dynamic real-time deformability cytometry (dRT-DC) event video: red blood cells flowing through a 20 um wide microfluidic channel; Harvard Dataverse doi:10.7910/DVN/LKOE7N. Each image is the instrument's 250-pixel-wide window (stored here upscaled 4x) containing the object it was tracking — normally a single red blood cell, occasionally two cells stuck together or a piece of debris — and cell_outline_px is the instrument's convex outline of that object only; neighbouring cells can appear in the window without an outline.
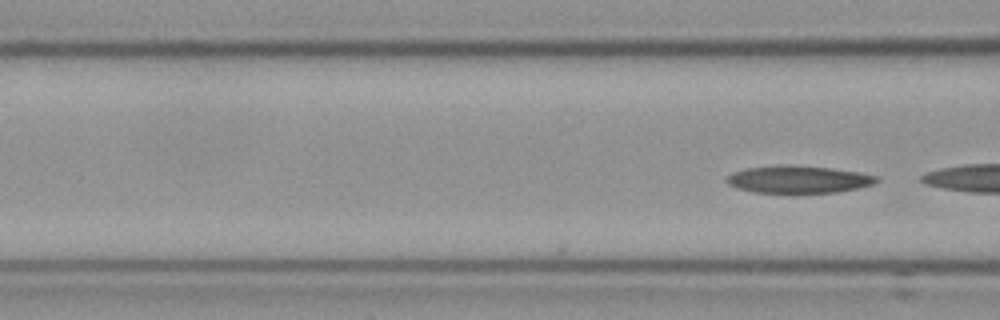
{"species": "Egyptian fruit bat (a non-hibernating species)", "species_latin": "Rousettus aegyptiacus", "temperature_condition": "cold", "stored_images_in_passage": 18, "camera_frame_rate_fps": 3000, "um_per_image_px": 0.085, "frame": {"image": 1, "passage_image": 18, "time_ms": 5.667, "image_size_px": [1000, 320], "cell_outline_px": [[880, 180], [872, 184], [856, 188], [836, 192], [752, 192], [736, 188], [728, 184], [724, 180], [732, 172], [748, 168], [832, 168], [860, 172], [880, 176]], "centroid_in_image_um": [67.91, 15.29], "position_along_channel_um": 98.7, "area_um2": 22.66}}